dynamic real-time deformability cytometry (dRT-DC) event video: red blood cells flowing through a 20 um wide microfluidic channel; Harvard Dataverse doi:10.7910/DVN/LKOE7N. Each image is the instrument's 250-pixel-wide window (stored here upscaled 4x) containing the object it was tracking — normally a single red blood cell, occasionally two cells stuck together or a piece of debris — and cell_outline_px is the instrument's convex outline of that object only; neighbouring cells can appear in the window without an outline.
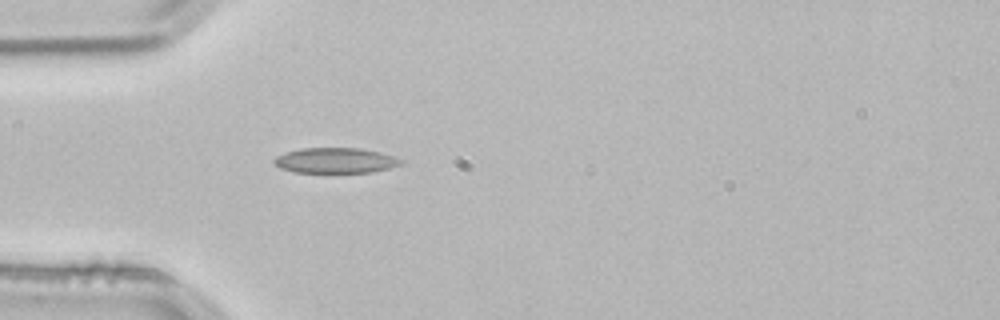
{"species": "common noctule bat (a hibernating species)", "species_latin": "Nyctalus noctula", "temperature_condition": "room temperature", "stored_images_in_passage": 2, "camera_frame_rate_fps": 3000, "um_per_image_px": 0.085, "animal": {"sex": "male", "body_mass_g": 21.5, "forearm_length_mm": 52.0}, "frame": {"image": 1, "passage_image": 2, "time_ms": 0.333, "image_size_px": [1000, 320], "cell_outline_px": [[404, 160], [400, 164], [388, 168], [372, 172], [292, 172], [280, 168], [272, 160], [276, 156], [284, 152], [300, 148], [360, 148], [380, 152], [396, 156]], "centroid_in_image_um": [28.5, 13.63], "position_along_channel_um": 56.5, "area_um2": 18.79}}